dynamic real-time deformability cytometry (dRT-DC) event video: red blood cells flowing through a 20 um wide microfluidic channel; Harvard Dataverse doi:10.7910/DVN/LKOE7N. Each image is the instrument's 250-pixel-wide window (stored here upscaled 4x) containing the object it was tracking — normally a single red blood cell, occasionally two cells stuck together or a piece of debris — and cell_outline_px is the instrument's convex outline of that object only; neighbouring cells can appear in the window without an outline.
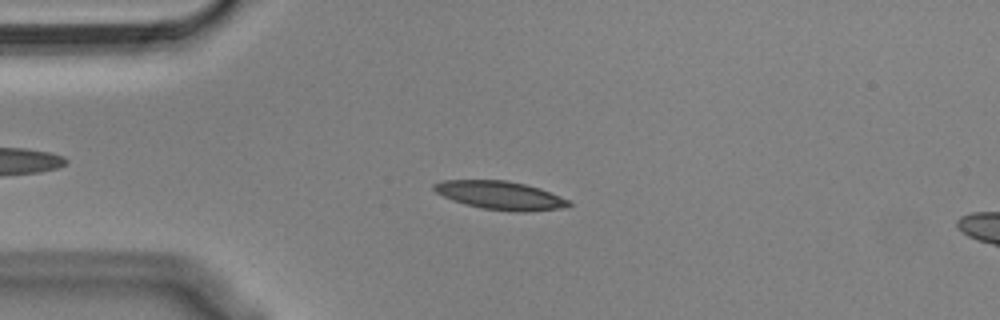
{"species": "Egyptian fruit bat (a non-hibernating species)", "species_latin": "Rousettus aegyptiacus", "temperature_condition": "cold", "stored_images_in_passage": 54, "camera_frame_rate_fps": 3000, "um_per_image_px": 0.085, "animal": {"sex": "male"}, "frame": {"image": 1, "passage_image": 12, "time_ms": 3.667, "image_size_px": [1000, 320], "cell_outline_px": [[572, 204], [564, 208], [528, 212], [516, 212], [484, 208], [464, 204], [452, 200], [436, 192], [432, 188], [432, 184], [444, 180], [508, 180], [540, 188], [560, 196], [568, 200]], "centroid_in_image_um": [42.53, 16.6], "position_along_channel_um": 42.5, "area_um2": 22.31}}
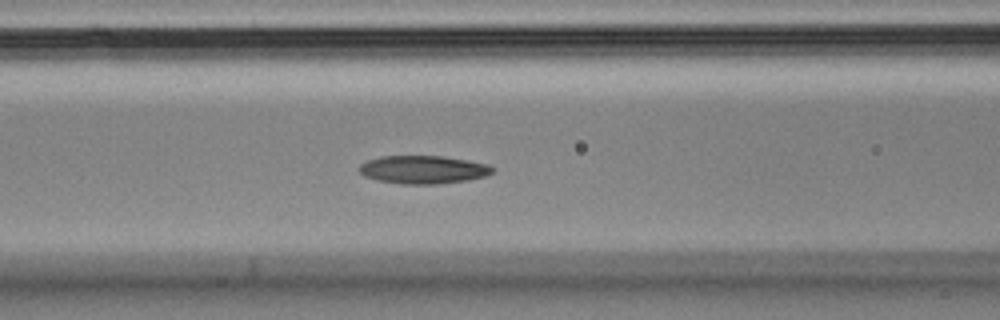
{"frame": {"image": 2, "passage_image": 21, "time_ms": 6.667, "image_size_px": [1000, 320], "cell_outline_px": [[496, 168], [492, 172], [484, 176], [468, 180], [440, 184], [400, 184], [376, 180], [364, 176], [360, 172], [360, 164], [368, 160], [380, 156], [444, 156], [488, 164]], "centroid_in_image_um": [35.97, 14.42], "position_along_channel_um": 130.6, "area_um2": 21.91}}
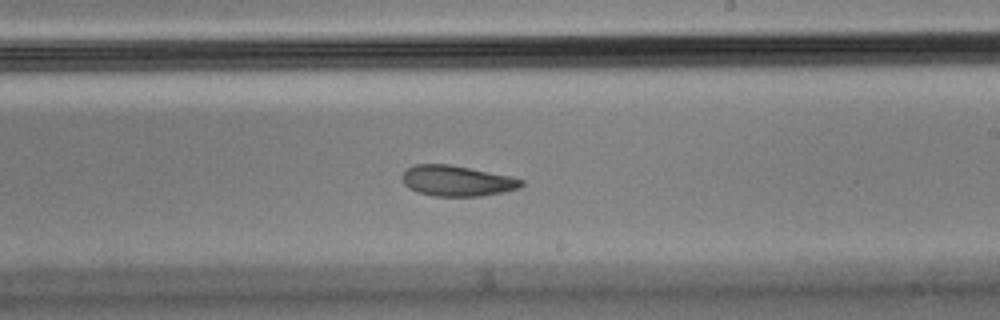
{"frame": {"image": 3, "passage_image": 31, "time_ms": 10.0, "image_size_px": [1000, 320], "cell_outline_px": [[524, 184], [520, 188], [504, 192], [480, 196], [432, 196], [416, 192], [408, 188], [404, 184], [400, 176], [404, 168], [416, 164], [448, 164], [512, 176], [524, 180]], "centroid_in_image_um": [38.81, 15.37], "position_along_channel_um": 250.2, "area_um2": 21.62}, "authors_computed_cell_mechanics": {"area_um2": 21.9929, "velocity_mm_per_s": 3.5913, "shape_relaxation_time_tau1_ms": 5.2328, "shape_relaxation_time_tau2_ms": 5.7209, "deformation_change_tau1": 0.1671, "deformation_change_tau2": 0.1264}}